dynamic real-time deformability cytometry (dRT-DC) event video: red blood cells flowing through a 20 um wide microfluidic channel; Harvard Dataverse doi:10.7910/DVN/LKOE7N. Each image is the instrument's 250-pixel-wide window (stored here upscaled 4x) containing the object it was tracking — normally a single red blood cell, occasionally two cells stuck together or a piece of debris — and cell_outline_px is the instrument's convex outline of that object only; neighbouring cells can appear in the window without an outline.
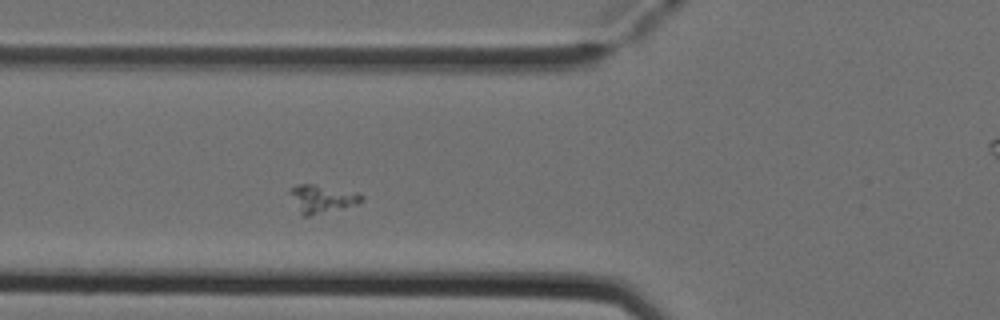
{"species": "Egyptian fruit bat (a non-hibernating species)", "species_latin": "Rousettus aegyptiacus", "temperature_condition": "cold", "stored_images_in_passage": 4, "camera_frame_rate_fps": 3000, "um_per_image_px": 0.085, "animal": {"sex": "female"}, "frame": {"image": 1, "passage_image": 3, "time_ms": 0.667, "image_size_px": [1000, 320], "cell_outline_px": [[364, 200], [360, 204], [308, 216], [304, 216], [300, 212], [288, 192], [288, 188], [296, 184], [312, 184], [356, 192], [364, 196]], "centroid_in_image_um": [27.38, 16.88], "position_along_channel_um": 98.4, "area_um2": 11.68}}